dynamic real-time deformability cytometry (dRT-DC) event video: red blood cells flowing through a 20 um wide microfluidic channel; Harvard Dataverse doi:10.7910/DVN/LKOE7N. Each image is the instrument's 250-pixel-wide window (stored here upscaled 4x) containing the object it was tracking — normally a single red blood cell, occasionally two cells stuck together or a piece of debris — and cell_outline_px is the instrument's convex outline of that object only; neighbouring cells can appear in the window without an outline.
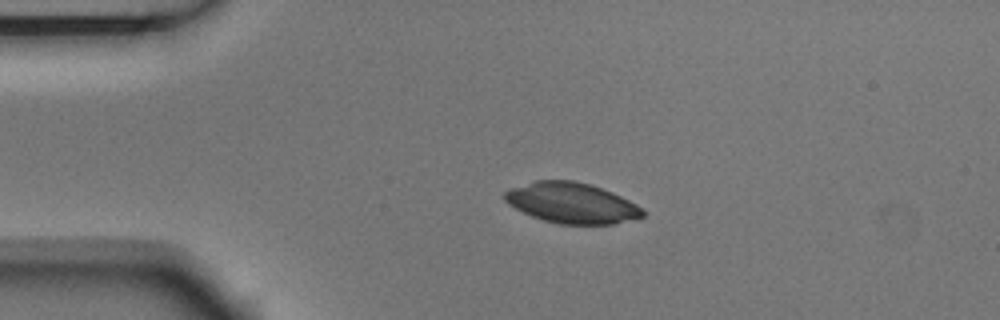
{"species": "Egyptian fruit bat (a non-hibernating species)", "species_latin": "Rousettus aegyptiacus", "temperature_condition": "room temperature", "stored_images_in_passage": 4, "camera_frame_rate_fps": 3000, "um_per_image_px": 0.085, "animal": {"sex": "male"}, "frame": {"image": 1, "passage_image": 3, "time_ms": 0.667, "image_size_px": [1000, 320], "cell_outline_px": [[644, 216], [612, 224], [560, 224], [544, 220], [532, 216], [508, 204], [504, 200], [504, 192], [512, 188], [536, 180], [572, 180], [592, 184], [612, 192], [636, 204], [644, 212]], "centroid_in_image_um": [48.58, 17.24], "position_along_channel_um": 36.4, "area_um2": 32.31}}